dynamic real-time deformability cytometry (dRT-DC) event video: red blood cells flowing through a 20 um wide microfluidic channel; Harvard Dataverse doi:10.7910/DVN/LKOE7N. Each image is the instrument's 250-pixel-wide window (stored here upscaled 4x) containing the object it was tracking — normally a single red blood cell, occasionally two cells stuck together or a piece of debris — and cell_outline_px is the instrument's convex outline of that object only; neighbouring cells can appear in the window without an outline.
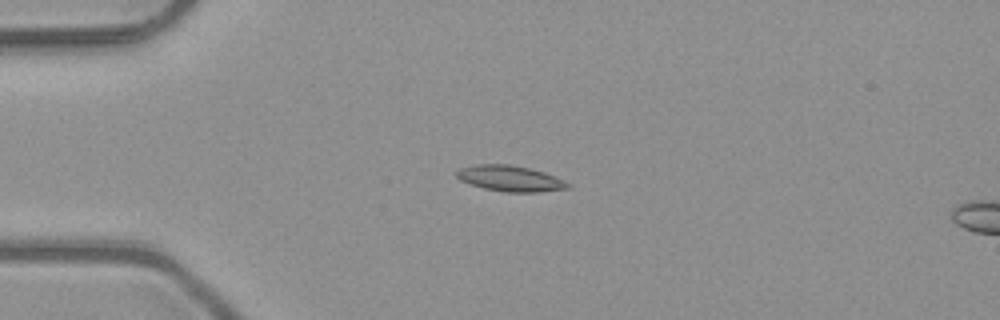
{"species": "common noctule bat (a hibernating species)", "species_latin": "Nyctalus noctula", "temperature_condition": "room temperature", "stored_images_in_passage": 5, "camera_frame_rate_fps": 3000, "um_per_image_px": 0.085, "animal": {"sex": "male", "body_mass_g": 23.1, "forearm_length_mm": 52.7}, "frame": {"image": 1, "passage_image": 4, "time_ms": 1.0, "image_size_px": [1000, 320], "cell_outline_px": [[572, 188], [540, 192], [504, 192], [484, 188], [460, 180], [456, 176], [456, 172], [460, 168], [476, 164], [508, 164], [528, 168], [544, 172], [564, 180], [572, 184]], "centroid_in_image_um": [43.41, 15.18], "position_along_channel_um": 41.6, "area_um2": 16.76}}